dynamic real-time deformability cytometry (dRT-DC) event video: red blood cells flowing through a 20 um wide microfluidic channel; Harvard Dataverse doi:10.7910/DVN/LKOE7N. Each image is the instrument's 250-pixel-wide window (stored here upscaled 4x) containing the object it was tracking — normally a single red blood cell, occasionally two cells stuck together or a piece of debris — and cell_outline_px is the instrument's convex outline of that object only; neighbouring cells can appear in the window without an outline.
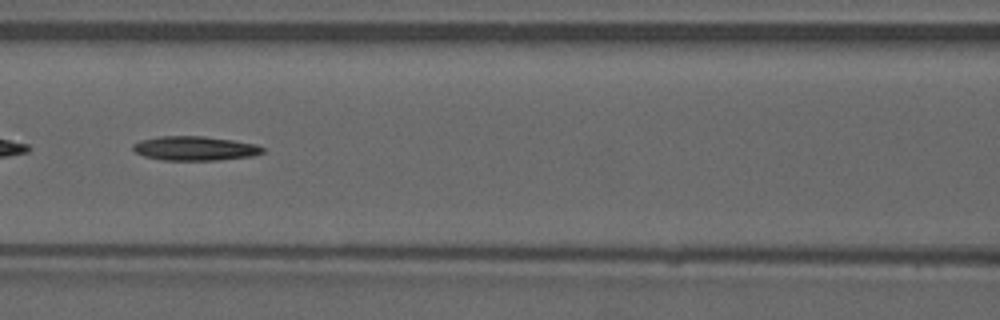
{"species": "common noctule bat (a hibernating species)", "species_latin": "Nyctalus noctula", "temperature_condition": "warm", "stored_images_in_passage": 36, "camera_frame_rate_fps": 3000, "um_per_image_px": 0.085, "animal": {"sex": "male", "forearm_length_mm": 52.5}, "frame": {"image": 1, "passage_image": 14, "time_ms": 4.333, "image_size_px": [1000, 320], "cell_outline_px": [[264, 152], [256, 156], [216, 160], [164, 160], [144, 156], [136, 152], [132, 148], [132, 144], [140, 140], [160, 136], [204, 136], [232, 140], [256, 144], [264, 148]], "centroid_in_image_um": [16.58, 12.61], "position_along_channel_um": 150.0, "area_um2": 18.38}}